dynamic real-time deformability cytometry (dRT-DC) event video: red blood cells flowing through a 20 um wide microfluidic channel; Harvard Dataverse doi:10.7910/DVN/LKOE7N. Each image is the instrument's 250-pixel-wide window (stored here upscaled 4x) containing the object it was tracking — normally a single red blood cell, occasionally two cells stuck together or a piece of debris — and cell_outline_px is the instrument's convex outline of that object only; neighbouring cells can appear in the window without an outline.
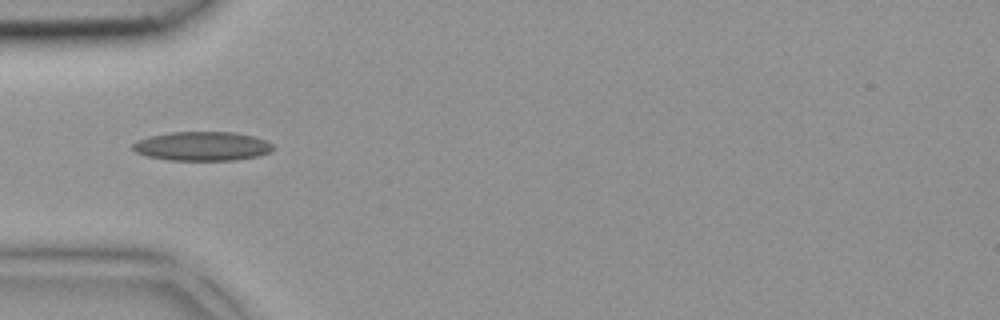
{"species": "common noctule bat (a hibernating species)", "species_latin": "Nyctalus noctula", "temperature_condition": "room temperature", "stored_images_in_passage": 4, "camera_frame_rate_fps": 3000, "um_per_image_px": 0.085, "animal": {"sex": "female", "body_mass_g": 18.4}, "frame": {"image": 1, "passage_image": 4, "time_ms": 1.0, "image_size_px": [1000, 320], "cell_outline_px": [[276, 148], [272, 152], [256, 156], [236, 160], [168, 160], [148, 156], [136, 152], [132, 148], [132, 144], [136, 140], [148, 136], [172, 132], [232, 132], [252, 136], [264, 140], [272, 144]], "centroid_in_image_um": [17.18, 12.43], "position_along_channel_um": 67.8, "area_um2": 23.81}}